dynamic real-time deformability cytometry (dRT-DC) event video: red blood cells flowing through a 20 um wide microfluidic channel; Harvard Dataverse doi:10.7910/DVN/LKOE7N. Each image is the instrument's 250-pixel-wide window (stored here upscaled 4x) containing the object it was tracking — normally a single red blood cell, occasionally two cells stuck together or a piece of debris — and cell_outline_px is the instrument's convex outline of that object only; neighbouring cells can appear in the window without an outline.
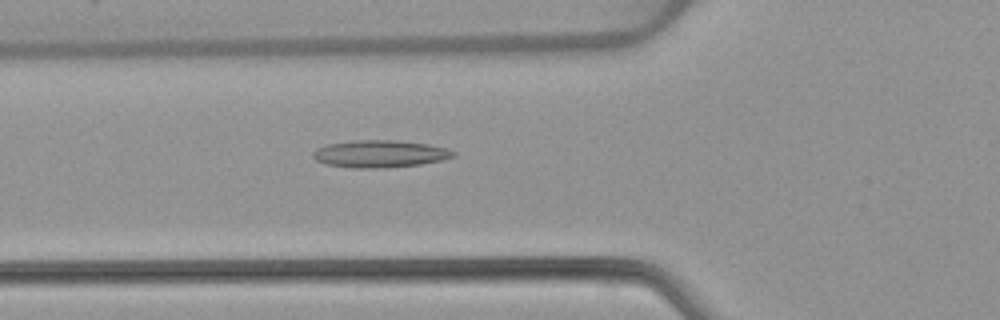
{"species": "common noctule bat (a hibernating species)", "species_latin": "Nyctalus noctula", "temperature_condition": "warm", "stored_images_in_passage": 52, "camera_frame_rate_fps": 3000, "um_per_image_px": 0.085, "animal": {"sex": "female", "body_mass_g": 22.7, "forearm_length_mm": 54.2}, "frame": {"image": 1, "passage_image": 19, "time_ms": 6.0, "image_size_px": [1000, 320], "cell_outline_px": [[456, 156], [444, 160], [420, 164], [384, 168], [352, 168], [324, 164], [316, 160], [312, 156], [312, 152], [316, 148], [328, 144], [352, 140], [396, 140], [428, 144], [448, 148], [456, 152]], "centroid_in_image_um": [32.3, 13.07], "position_along_channel_um": 93.5, "area_um2": 22.6}}
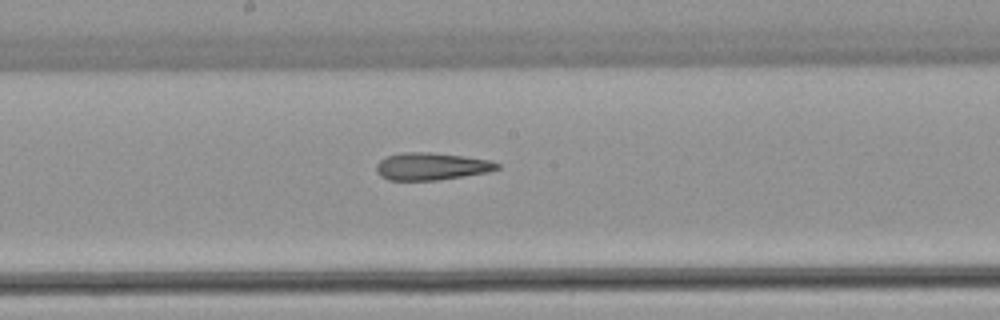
{"frame": {"image": 2, "passage_image": 28, "time_ms": 9.0, "image_size_px": [1000, 320], "cell_outline_px": [[500, 168], [488, 172], [464, 176], [436, 180], [388, 180], [380, 176], [376, 172], [376, 164], [380, 160], [388, 156], [400, 152], [428, 152], [464, 156], [492, 160], [500, 164]], "centroid_in_image_um": [36.67, 14.14], "position_along_channel_um": 211.5, "area_um2": 19.36}}
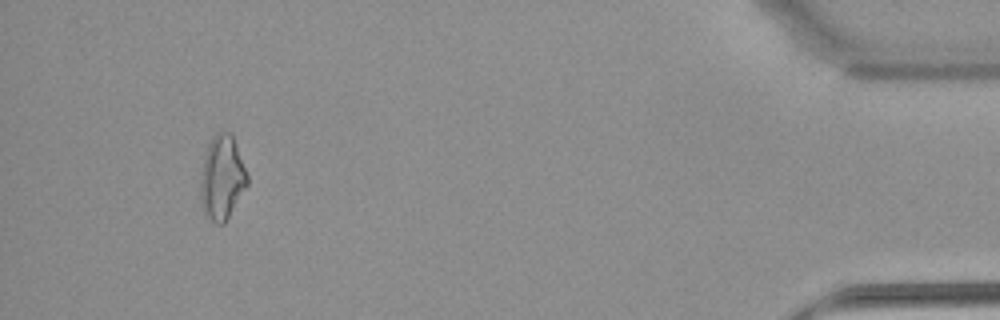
{"frame": {"image": 3, "passage_image": 49, "time_ms": 16.0, "image_size_px": [1000, 320], "cell_outline_px": [[248, 184], [224, 224], [216, 224], [204, 212], [200, 200], [200, 180], [204, 156], [208, 144], [216, 132], [232, 132], [248, 176]], "centroid_in_image_um": [18.87, 15.08], "position_along_channel_um": 416.3, "area_um2": 22.95}, "authors_computed_cell_mechanics": {"area_um2": 20.808, "velocity_mm_per_s": 3.924, "shape_relaxation_time_tau1_ms": null, "shape_relaxation_time_tau2_ms": 5.1949, "deformation_change_tau1": null, "deformation_change_tau2": 0.1902}}